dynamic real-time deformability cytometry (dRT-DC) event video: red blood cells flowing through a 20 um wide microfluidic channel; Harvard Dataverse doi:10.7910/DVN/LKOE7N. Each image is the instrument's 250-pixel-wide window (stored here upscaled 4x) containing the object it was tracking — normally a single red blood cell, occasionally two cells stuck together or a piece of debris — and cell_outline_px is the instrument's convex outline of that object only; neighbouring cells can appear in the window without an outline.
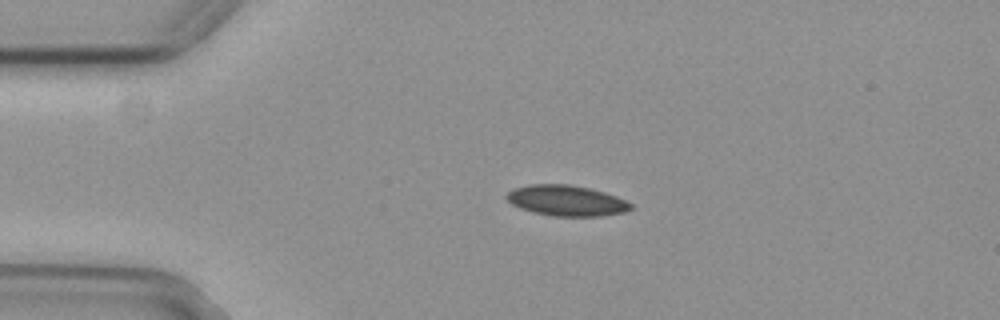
{"species": "common noctule bat (a hibernating species)", "species_latin": "Nyctalus noctula", "temperature_condition": "cold", "stored_images_in_passage": 44, "camera_frame_rate_fps": 3000, "um_per_image_px": 0.085, "animal": {"sex": "female", "body_mass_g": 29.2, "forearm_length_mm": 56.3}, "frame": {"image": 1, "passage_image": 1, "time_ms": 0.0, "image_size_px": [1000, 320], "cell_outline_px": [[632, 208], [624, 212], [604, 216], [552, 216], [532, 212], [520, 208], [512, 204], [504, 196], [512, 188], [528, 184], [568, 184], [588, 188], [604, 192], [616, 196], [632, 204]], "centroid_in_image_um": [48.11, 17.05], "position_along_channel_um": 36.9, "area_um2": 22.25}}
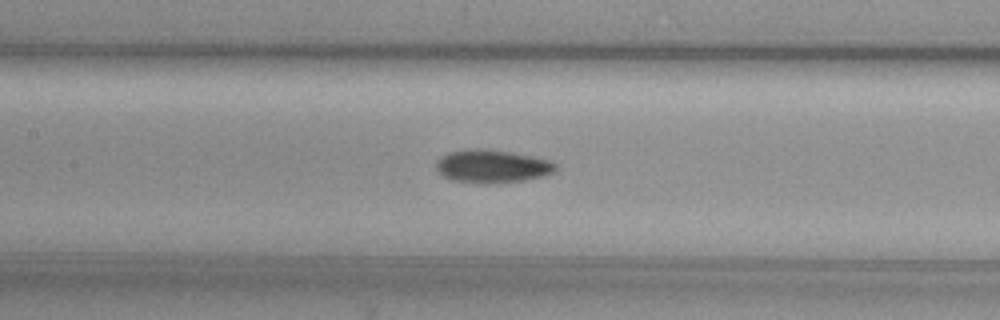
{"frame": {"image": 2, "passage_image": 14, "time_ms": 4.333, "image_size_px": [1000, 320], "cell_outline_px": [[556, 172], [544, 176], [524, 180], [496, 184], [476, 184], [452, 180], [444, 176], [436, 168], [436, 160], [448, 152], [472, 148], [484, 148], [512, 152], [552, 160], [556, 164]], "centroid_in_image_um": [41.85, 14.14], "position_along_channel_um": 165.5, "area_um2": 23.52}}
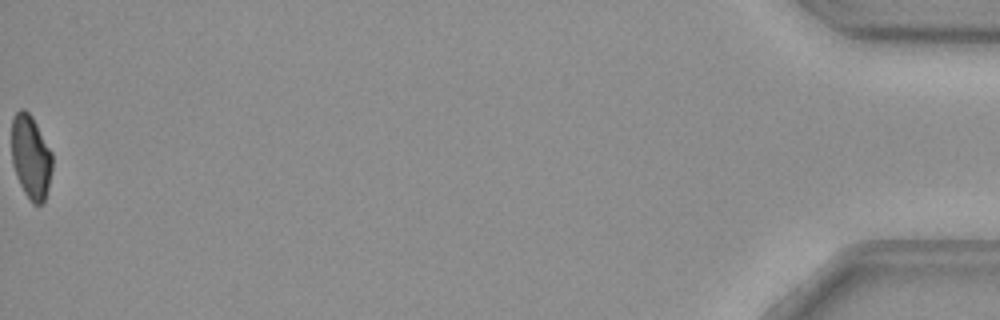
{"frame": {"image": 3, "passage_image": 44, "time_ms": 14.333, "image_size_px": [1000, 320], "cell_outline_px": [[52, 168], [48, 188], [44, 204], [32, 204], [24, 192], [16, 176], [12, 164], [12, 116], [20, 108], [24, 108], [32, 116], [52, 152]], "centroid_in_image_um": [2.62, 13.35], "position_along_channel_um": 432.6, "area_um2": 20.06}, "authors_computed_cell_mechanics": {"area_um2": 22.1085, "velocity_mm_per_s": 3.768, "shape_relaxation_time_tau1_ms": 4.853, "shape_relaxation_time_tau2_ms": null, "deformation_change_tau1": 0.1121, "deformation_change_tau2": null}}